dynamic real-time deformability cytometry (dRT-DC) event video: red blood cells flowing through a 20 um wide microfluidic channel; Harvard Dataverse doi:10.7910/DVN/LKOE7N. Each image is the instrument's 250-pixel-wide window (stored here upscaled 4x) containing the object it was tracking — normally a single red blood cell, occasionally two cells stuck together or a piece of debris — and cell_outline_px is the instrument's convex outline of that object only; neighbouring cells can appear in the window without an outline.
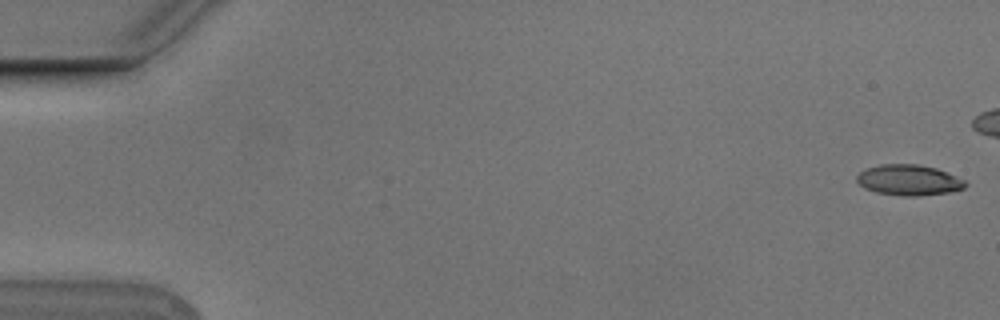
{"species": "Egyptian fruit bat (a non-hibernating species)", "species_latin": "Rousettus aegyptiacus", "temperature_condition": "cold", "stored_images_in_passage": 45, "camera_frame_rate_fps": 3000, "um_per_image_px": 0.085, "animal": {"sex": "male"}, "frame": {"image": 1, "passage_image": 1, "time_ms": 0.0, "image_size_px": [1000, 320], "cell_outline_px": [[968, 184], [964, 188], [948, 192], [920, 196], [904, 196], [876, 192], [864, 188], [856, 180], [856, 176], [860, 172], [868, 168], [880, 164], [916, 164], [936, 168], [964, 180]], "centroid_in_image_um": [77.24, 15.31], "position_along_channel_um": 7.8, "area_um2": 19.25}}
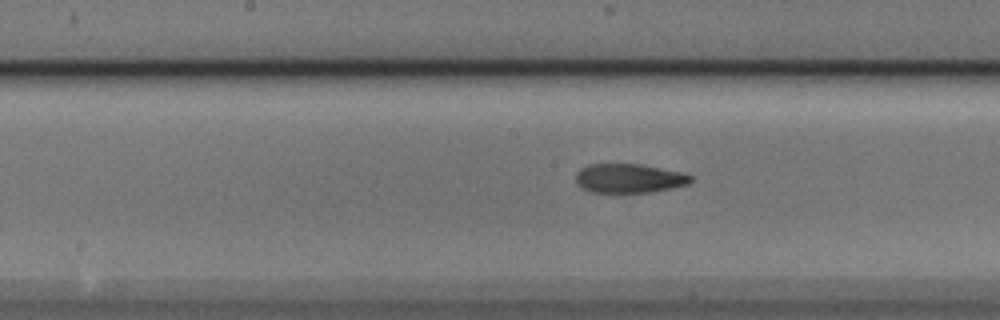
{"frame": {"image": 2, "passage_image": 28, "time_ms": 9.0, "image_size_px": [1000, 320], "cell_outline_px": [[692, 180], [688, 184], [652, 192], [592, 192], [584, 188], [576, 180], [576, 172], [580, 168], [588, 164], [640, 164], [680, 172], [692, 176]], "centroid_in_image_um": [53.46, 15.15], "position_along_channel_um": 194.7, "area_um2": 19.25}}
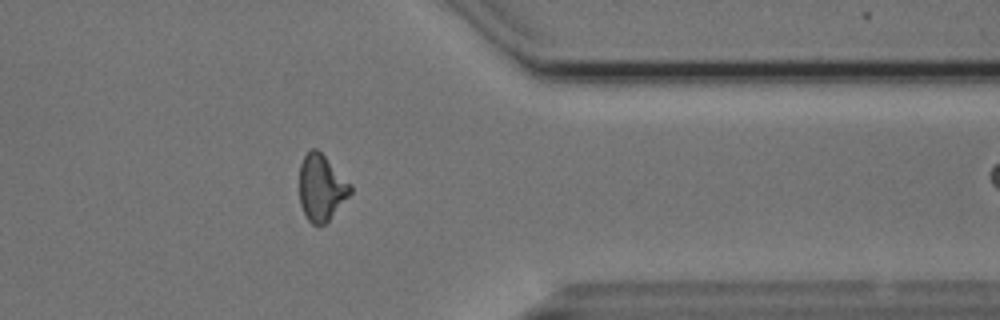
{"frame": {"image": 3, "passage_image": 44, "time_ms": 14.333, "image_size_px": [1000, 320], "cell_outline_px": [[352, 192], [328, 220], [324, 224], [312, 224], [308, 220], [300, 204], [300, 164], [304, 156], [312, 148], [316, 148], [352, 184]], "centroid_in_image_um": [27.32, 15.94], "position_along_channel_um": 384.1, "area_um2": 19.36}}